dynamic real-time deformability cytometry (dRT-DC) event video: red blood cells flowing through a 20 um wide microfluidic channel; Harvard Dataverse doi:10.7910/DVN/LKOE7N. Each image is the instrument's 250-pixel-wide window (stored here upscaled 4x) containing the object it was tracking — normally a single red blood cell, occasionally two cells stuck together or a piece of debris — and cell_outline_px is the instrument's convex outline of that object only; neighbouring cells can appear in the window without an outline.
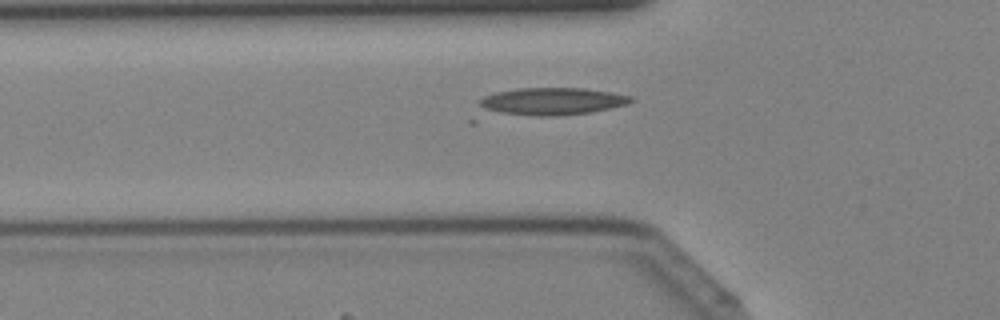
{"species": "Egyptian fruit bat (a non-hibernating species)", "species_latin": "Rousettus aegyptiacus", "temperature_condition": "cold", "stored_images_in_passage": 33, "camera_frame_rate_fps": 3000, "um_per_image_px": 0.085, "animal": {"sex": "female"}, "frame": {"image": 1, "passage_image": 5, "time_ms": 1.333, "image_size_px": [1000, 320], "cell_outline_px": [[636, 100], [628, 104], [612, 108], [592, 112], [556, 116], [472, 124], [468, 124], [468, 120], [480, 100], [484, 96], [496, 92], [516, 88], [584, 88], [612, 92], [632, 96]], "centroid_in_image_um": [46.22, 8.81], "position_along_channel_um": 79.6, "area_um2": 28.73}}
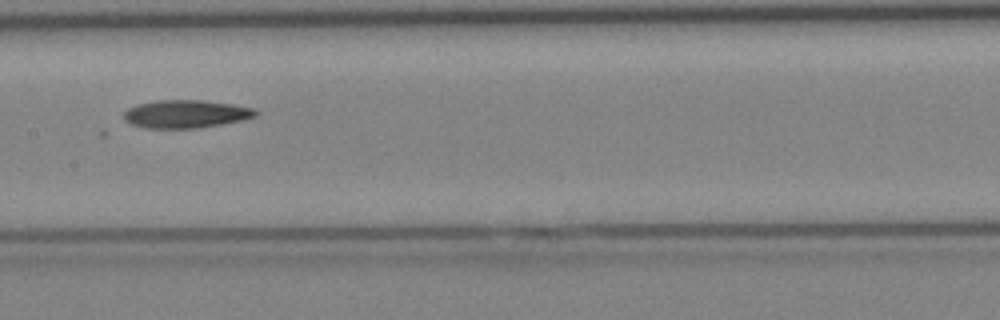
{"frame": {"image": 2, "passage_image": 12, "time_ms": 3.667, "image_size_px": [1000, 320], "cell_outline_px": [[260, 112], [256, 116], [244, 120], [224, 124], [196, 128], [144, 128], [132, 124], [124, 120], [124, 112], [128, 108], [136, 104], [156, 100], [204, 100], [232, 104], [256, 108]], "centroid_in_image_um": [15.83, 9.68], "position_along_channel_um": 191.6, "area_um2": 21.79}}
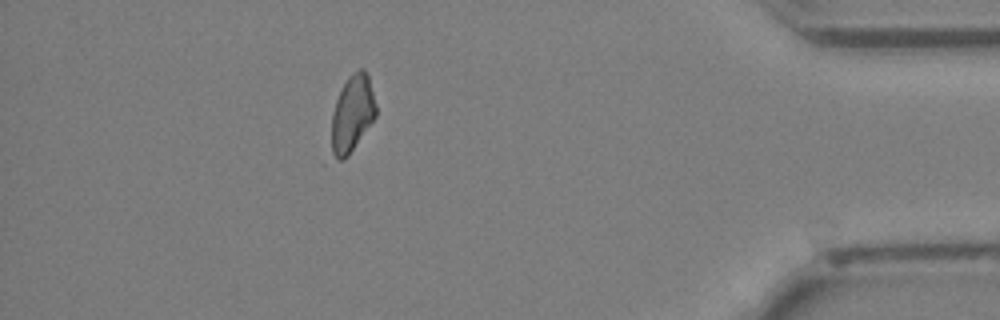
{"frame": {"image": 3, "passage_image": 28, "time_ms": 9.0, "image_size_px": [1000, 320], "cell_outline_px": [[376, 116], [348, 156], [344, 160], [332, 160], [332, 112], [336, 100], [348, 76], [352, 72], [360, 68], [364, 68], [368, 76], [376, 104]], "centroid_in_image_um": [29.93, 9.67], "position_along_channel_um": 405.3, "area_um2": 19.83}}